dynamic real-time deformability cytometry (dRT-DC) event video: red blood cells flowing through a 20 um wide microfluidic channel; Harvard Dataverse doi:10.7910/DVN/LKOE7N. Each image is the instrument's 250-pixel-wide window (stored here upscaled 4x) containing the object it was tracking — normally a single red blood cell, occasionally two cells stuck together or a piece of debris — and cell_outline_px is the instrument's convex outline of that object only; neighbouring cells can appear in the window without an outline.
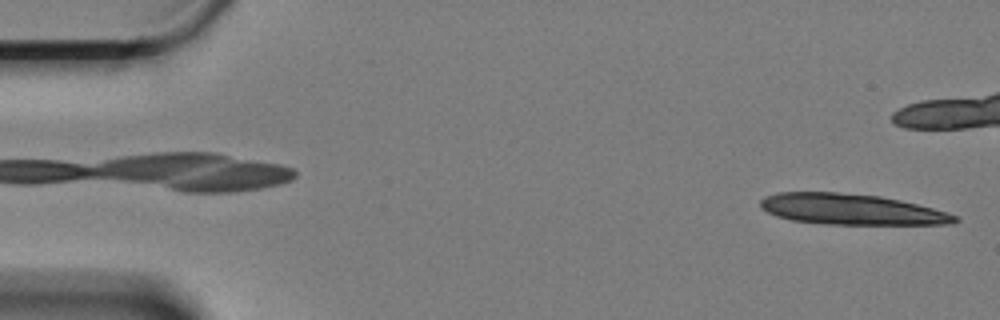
{"species": "Egyptian fruit bat (a non-hibernating species)", "species_latin": "Rousettus aegyptiacus", "temperature_condition": "cold", "stored_images_in_passage": 16, "camera_frame_rate_fps": 3000, "um_per_image_px": 0.085, "animal": {"sex": "female"}, "frame": {"image": 1, "passage_image": 1, "time_ms": 0.0, "image_size_px": [1000, 320], "cell_outline_px": [[960, 220], [956, 224], [824, 224], [792, 220], [776, 216], [760, 208], [760, 200], [764, 196], [776, 192], [836, 192], [880, 196], [900, 200], [948, 212], [960, 216]], "centroid_in_image_um": [72.37, 17.79], "position_along_channel_um": 12.6, "area_um2": 35.03}}